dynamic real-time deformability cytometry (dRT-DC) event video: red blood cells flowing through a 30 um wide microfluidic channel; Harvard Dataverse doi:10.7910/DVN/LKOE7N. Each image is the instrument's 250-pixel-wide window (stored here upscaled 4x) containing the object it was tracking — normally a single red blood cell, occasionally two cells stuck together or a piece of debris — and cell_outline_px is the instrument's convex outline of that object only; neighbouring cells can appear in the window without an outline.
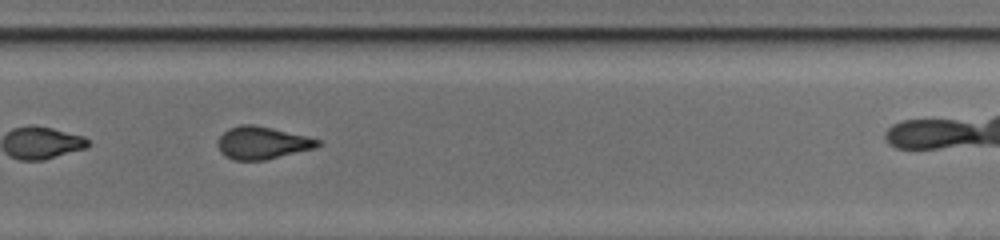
{"species": "common noctule bat (a hibernating species)", "species_latin": "Nyctalus noctula", "temperature_condition": "cold", "stored_images_in_passage": 22, "camera_frame_rate_fps": 3000, "um_per_image_px": 0.085, "animal": {"sex": "female", "body_mass_g": 17.0, "forearm_length_mm": 48.0}, "frame": {"image": 1, "passage_image": 19, "time_ms": 6.0, "image_size_px": [1000, 240], "cell_outline_px": [[324, 144], [316, 148], [264, 160], [232, 160], [224, 156], [220, 152], [216, 144], [220, 136], [228, 128], [240, 124], [252, 124], [272, 128], [320, 140]], "centroid_in_image_um": [22.26, 12.15], "position_along_channel_um": 307.5, "area_um2": 19.02}}